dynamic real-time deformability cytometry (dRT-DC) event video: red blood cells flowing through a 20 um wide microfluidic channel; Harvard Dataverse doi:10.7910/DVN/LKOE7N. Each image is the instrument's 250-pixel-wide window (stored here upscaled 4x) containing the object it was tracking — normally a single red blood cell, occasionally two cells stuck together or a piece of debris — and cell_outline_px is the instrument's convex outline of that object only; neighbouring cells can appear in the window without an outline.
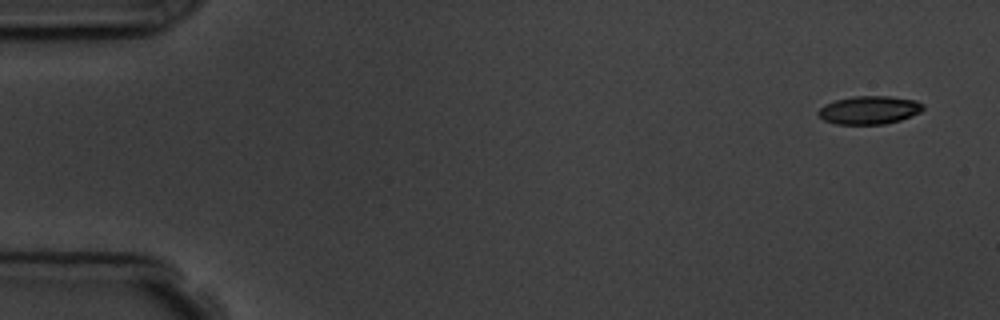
{"species": "common noctule bat (a hibernating species)", "species_latin": "Nyctalus noctula", "temperature_condition": "room temperature", "stored_images_in_passage": 4, "camera_frame_rate_fps": 3000, "um_per_image_px": 0.085, "animal": {"sex": "male", "body_mass_g": 19.5, "forearm_length_mm": 54.6}, "frame": {"image": 1, "passage_image": 1, "time_ms": 0.0, "image_size_px": [1000, 320], "cell_outline_px": [[924, 108], [920, 112], [900, 120], [884, 124], [836, 124], [824, 120], [816, 112], [820, 108], [836, 100], [856, 96], [888, 96], [916, 100], [924, 104]], "centroid_in_image_um": [73.91, 9.35], "position_along_channel_um": 11.1, "area_um2": 17.05}}
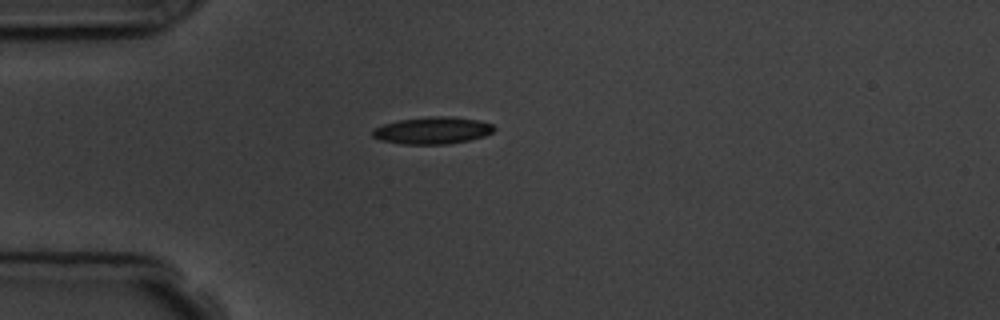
{"frame": {"image": 2, "passage_image": 4, "time_ms": 4.0, "image_size_px": [1000, 320], "cell_outline_px": [[496, 128], [492, 132], [484, 136], [468, 140], [448, 144], [400, 144], [380, 140], [372, 136], [372, 132], [376, 128], [384, 124], [400, 120], [428, 116], [452, 116], [476, 120], [492, 124]], "centroid_in_image_um": [36.76, 11.09], "position_along_channel_um": 48.2, "area_um2": 19.07}}